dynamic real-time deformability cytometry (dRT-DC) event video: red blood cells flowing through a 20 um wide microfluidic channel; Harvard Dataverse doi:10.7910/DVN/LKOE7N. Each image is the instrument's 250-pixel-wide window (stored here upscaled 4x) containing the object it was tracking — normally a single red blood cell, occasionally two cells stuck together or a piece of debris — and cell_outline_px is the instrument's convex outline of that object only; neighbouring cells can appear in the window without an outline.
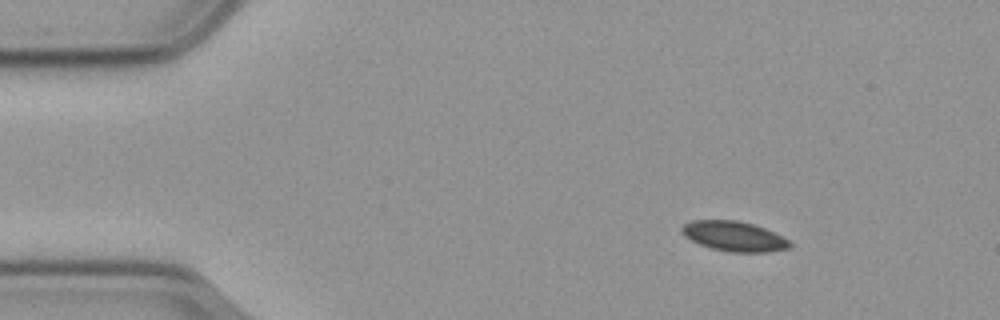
{"species": "common noctule bat (a hibernating species)", "species_latin": "Nyctalus noctula", "temperature_condition": "cold", "stored_images_in_passage": 50, "camera_frame_rate_fps": 3000, "um_per_image_px": 0.085, "animal": {"sex": "male", "body_mass_g": 23.1, "forearm_length_mm": 52.7}, "frame": {"image": 1, "passage_image": 1, "time_ms": 0.0, "image_size_px": [1000, 320], "cell_outline_px": [[792, 248], [768, 252], [728, 252], [712, 248], [700, 244], [684, 236], [680, 232], [680, 228], [684, 224], [692, 220], [736, 220], [752, 224], [764, 228], [788, 240], [792, 244]], "centroid_in_image_um": [62.38, 20.09], "position_along_channel_um": 22.6, "area_um2": 18.79}}
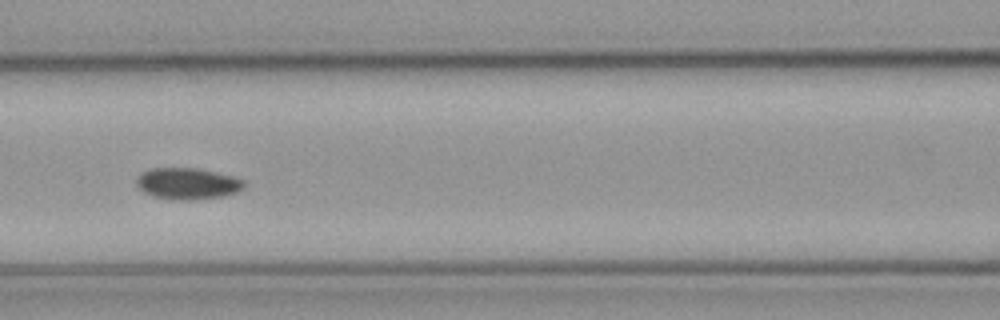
{"frame": {"image": 2, "passage_image": 18, "time_ms": 5.667, "image_size_px": [1000, 320], "cell_outline_px": [[244, 188], [236, 192], [224, 196], [188, 200], [172, 200], [152, 196], [144, 192], [136, 184], [136, 180], [144, 172], [152, 168], [196, 168], [232, 176], [244, 180]], "centroid_in_image_um": [15.94, 15.62], "position_along_channel_um": 150.7, "area_um2": 19.54}}
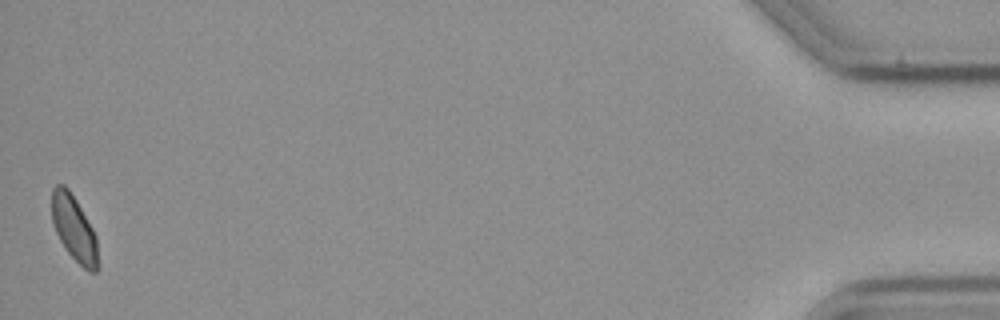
{"frame": {"image": 3, "passage_image": 50, "time_ms": 16.333, "image_size_px": [1000, 320], "cell_outline_px": [[96, 272], [88, 272], [68, 252], [60, 240], [56, 232], [52, 220], [52, 188], [56, 184], [64, 184], [68, 188], [76, 200], [92, 228], [96, 236]], "centroid_in_image_um": [6.26, 19.36], "position_along_channel_um": 428.9, "area_um2": 17.11}, "authors_computed_cell_mechanics": {"area_um2": 19.0162, "velocity_mm_per_s": 3.5766, "shape_relaxation_time_tau1_ms": 8.624, "shape_relaxation_time_tau2_ms": null, "deformation_change_tau1": 0.0892, "deformation_change_tau2": null}}